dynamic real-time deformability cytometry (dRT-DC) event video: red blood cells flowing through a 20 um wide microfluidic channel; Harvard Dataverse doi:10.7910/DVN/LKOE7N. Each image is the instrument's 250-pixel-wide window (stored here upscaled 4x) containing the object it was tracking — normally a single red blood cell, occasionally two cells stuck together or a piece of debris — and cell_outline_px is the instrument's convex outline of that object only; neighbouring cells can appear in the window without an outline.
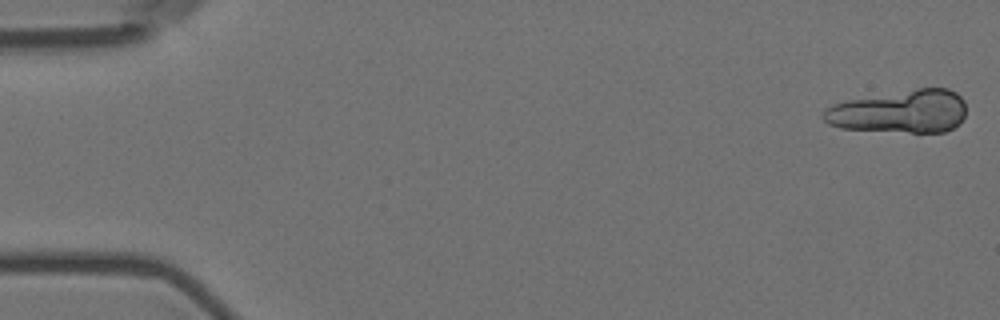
{"species": "Egyptian fruit bat (a non-hibernating species)", "species_latin": "Rousettus aegyptiacus", "temperature_condition": "room temperature", "stored_images_in_passage": 6, "segment_of_instrument_passage": [1, 2], "camera_frame_rate_fps": 3000, "um_per_image_px": 0.085, "animal": {"sex": "female"}, "frame": {"image": 1, "passage_image": 1, "time_ms": 0.0, "image_size_px": [1000, 320], "cell_outline_px": [[964, 116], [960, 124], [944, 132], [912, 132], [840, 128], [828, 124], [820, 116], [832, 104], [848, 100], [916, 88], [948, 88], [956, 92], [964, 100]], "centroid_in_image_um": [76.51, 9.47], "position_along_channel_um": 8.5, "area_um2": 35.66}}